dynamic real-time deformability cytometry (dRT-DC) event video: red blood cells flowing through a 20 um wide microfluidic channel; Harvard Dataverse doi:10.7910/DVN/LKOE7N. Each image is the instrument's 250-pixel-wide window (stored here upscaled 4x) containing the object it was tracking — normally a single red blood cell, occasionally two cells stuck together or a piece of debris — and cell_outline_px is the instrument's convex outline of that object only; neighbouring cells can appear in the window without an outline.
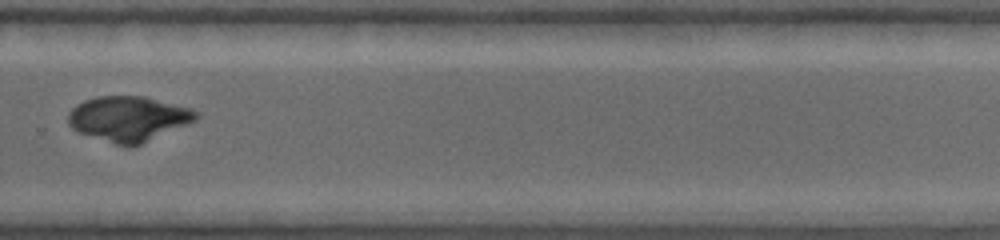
{"species": "common noctule bat (a hibernating species)", "species_latin": "Nyctalus noctula", "temperature_condition": "warm", "stored_images_in_passage": 19, "camera_frame_rate_fps": 4500, "um_per_image_px": 0.085, "animal": {"sex": "female", "body_mass_g": 19.0, "forearm_length_mm": 53.3}, "frame": {"image": 1, "passage_image": 11, "time_ms": 8.222, "image_size_px": [1000, 240], "cell_outline_px": [[200, 116], [196, 120], [188, 124], [140, 144], [128, 148], [80, 132], [72, 128], [68, 124], [68, 112], [76, 104], [84, 100], [96, 96], [144, 96], [192, 108]], "centroid_in_image_um": [10.92, 10.08], "position_along_channel_um": 318.9, "area_um2": 33.52}}